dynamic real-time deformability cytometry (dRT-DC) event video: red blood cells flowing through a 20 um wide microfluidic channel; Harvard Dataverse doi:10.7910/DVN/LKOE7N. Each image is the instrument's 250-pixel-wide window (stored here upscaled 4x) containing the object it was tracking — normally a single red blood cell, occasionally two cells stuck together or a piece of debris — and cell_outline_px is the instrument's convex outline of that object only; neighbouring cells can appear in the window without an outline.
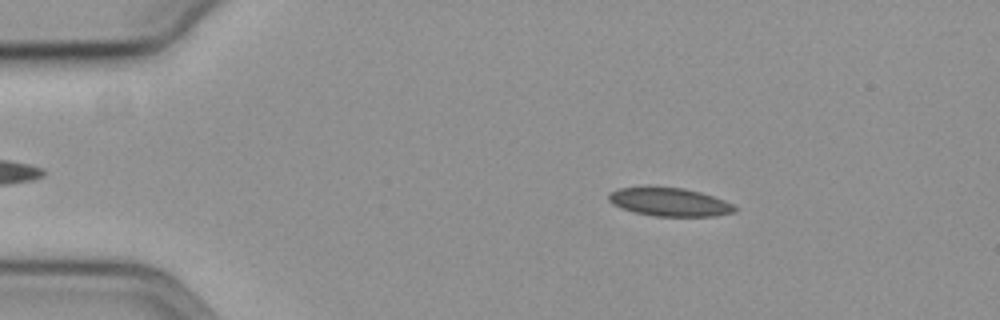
{"species": "common noctule bat (a hibernating species)", "species_latin": "Nyctalus noctula", "temperature_condition": "cold", "stored_images_in_passage": 57, "camera_frame_rate_fps": 3000, "um_per_image_px": 0.085, "animal": {"sex": "female", "body_mass_g": 19.3, "forearm_length_mm": 54.1}, "frame": {"image": 1, "passage_image": 10, "time_ms": 3.0, "image_size_px": [1000, 320], "cell_outline_px": [[736, 212], [716, 216], [656, 216], [632, 212], [620, 208], [612, 204], [608, 200], [608, 192], [616, 188], [684, 188], [700, 192], [724, 200], [732, 204], [736, 208]], "centroid_in_image_um": [56.88, 17.19], "position_along_channel_um": 28.1, "area_um2": 20.69}}
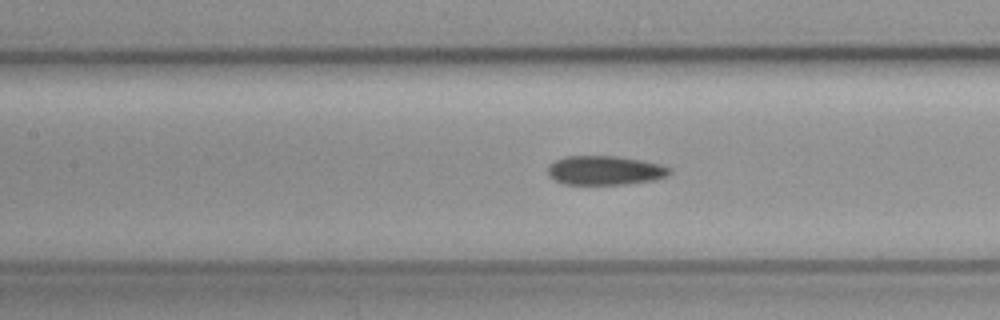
{"frame": {"image": 2, "passage_image": 26, "time_ms": 8.333, "image_size_px": [1000, 320], "cell_outline_px": [[672, 172], [668, 176], [656, 180], [628, 184], [564, 184], [556, 180], [548, 172], [548, 168], [556, 160], [568, 156], [620, 156], [660, 164], [672, 168]], "centroid_in_image_um": [51.51, 14.48], "position_along_channel_um": 155.9, "area_um2": 20.63}}
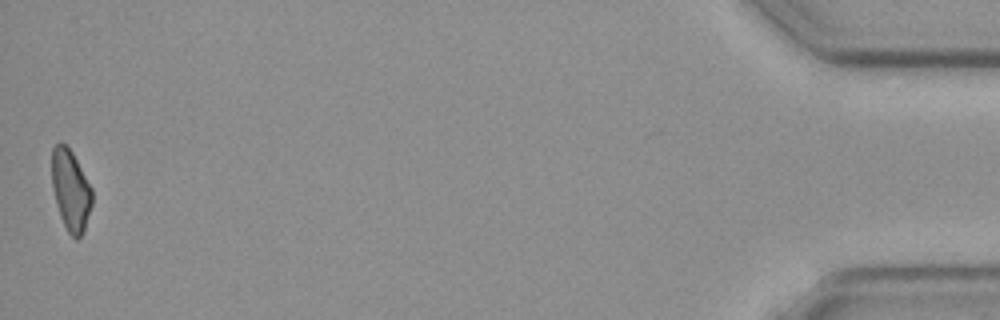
{"frame": {"image": 3, "passage_image": 57, "time_ms": 18.667, "image_size_px": [1000, 320], "cell_outline_px": [[92, 204], [84, 232], [76, 240], [68, 232], [60, 216], [56, 204], [52, 188], [52, 148], [60, 140], [72, 152], [92, 188]], "centroid_in_image_um": [6.0, 16.17], "position_along_channel_um": 429.2, "area_um2": 19.02}}